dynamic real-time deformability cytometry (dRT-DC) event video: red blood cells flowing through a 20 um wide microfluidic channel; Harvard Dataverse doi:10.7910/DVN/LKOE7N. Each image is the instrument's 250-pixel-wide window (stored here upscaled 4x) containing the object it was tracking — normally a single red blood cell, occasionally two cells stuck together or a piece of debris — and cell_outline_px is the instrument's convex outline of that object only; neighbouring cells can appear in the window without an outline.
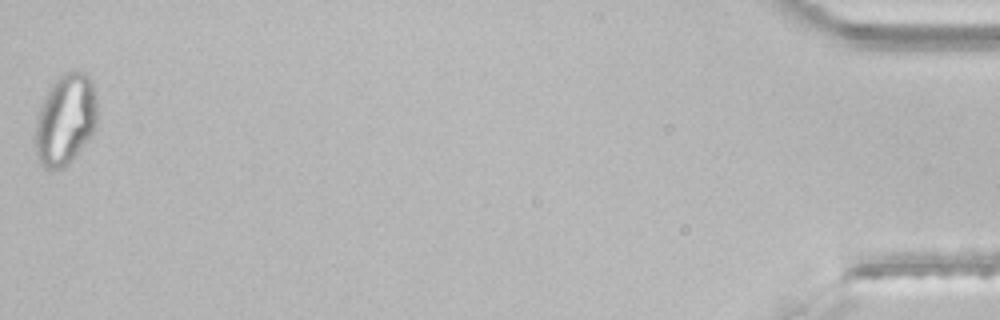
{"species": "common noctule bat (a hibernating species)", "species_latin": "Nyctalus noctula", "temperature_condition": "room temperature", "stored_images_in_passage": 43, "segment_of_instrument_passage": [2, 2], "camera_frame_rate_fps": 3000, "um_per_image_px": 0.085, "animal": {"sex": "male", "body_mass_g": 21.5, "forearm_length_mm": 52.0}, "frame": {"image": 1, "passage_image": 43, "time_ms": 14.0, "image_size_px": [1000, 320], "cell_outline_px": [[96, 128], [92, 136], [72, 160], [64, 168], [44, 168], [40, 164], [36, 156], [36, 116], [40, 104], [52, 84], [64, 72], [84, 72], [92, 80], [96, 96]], "centroid_in_image_um": [5.57, 10.18], "position_along_channel_um": 429.6, "area_um2": 32.95}}